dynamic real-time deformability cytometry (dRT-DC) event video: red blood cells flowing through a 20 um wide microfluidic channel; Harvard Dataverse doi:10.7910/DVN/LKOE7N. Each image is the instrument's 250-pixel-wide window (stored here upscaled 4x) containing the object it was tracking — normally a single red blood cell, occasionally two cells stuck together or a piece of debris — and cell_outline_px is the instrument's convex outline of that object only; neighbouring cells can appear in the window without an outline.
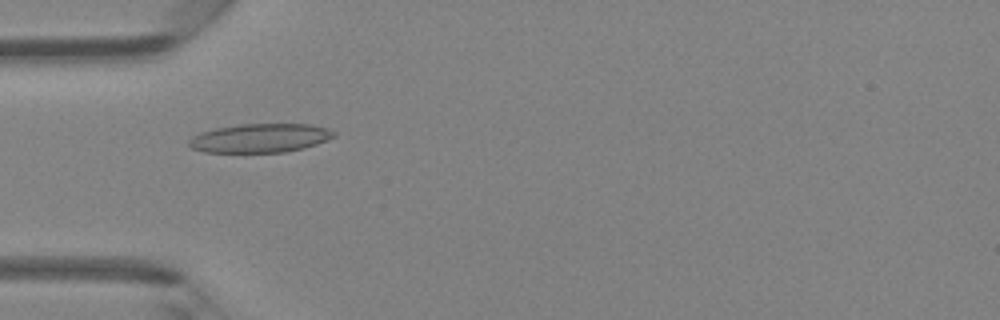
{"species": "Egyptian fruit bat (a non-hibernating species)", "species_latin": "Rousettus aegyptiacus", "temperature_condition": "room temperature", "stored_images_in_passage": 47, "camera_frame_rate_fps": 3000, "um_per_image_px": 0.085, "animal": {"sex": "female"}, "frame": {"image": 1, "passage_image": 15, "time_ms": 4.667, "image_size_px": [1000, 320], "cell_outline_px": [[336, 136], [316, 144], [304, 148], [284, 152], [204, 152], [192, 148], [188, 144], [188, 140], [192, 136], [200, 132], [216, 128], [240, 124], [312, 124], [328, 128], [336, 132]], "centroid_in_image_um": [22.12, 11.73], "position_along_channel_um": 62.9, "area_um2": 24.45}}
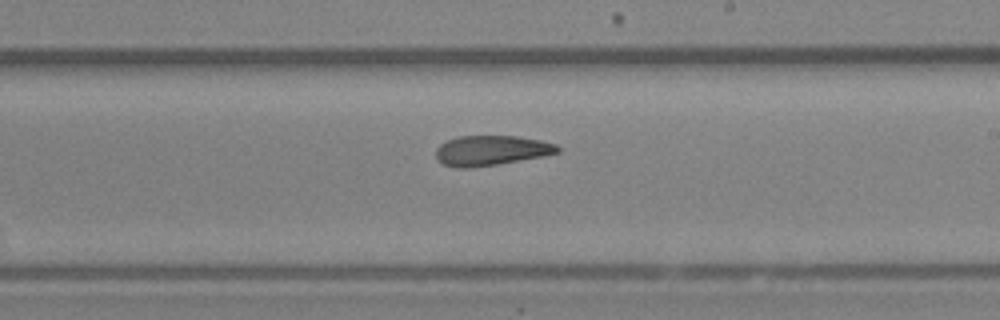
{"frame": {"image": 2, "passage_image": 28, "time_ms": 9.0, "image_size_px": [1000, 320], "cell_outline_px": [[560, 152], [544, 156], [496, 164], [468, 168], [456, 168], [444, 164], [436, 160], [436, 148], [440, 144], [448, 140], [460, 136], [516, 136], [540, 140], [556, 144], [560, 148]], "centroid_in_image_um": [41.74, 12.79], "position_along_channel_um": 247.3, "area_um2": 21.21}}
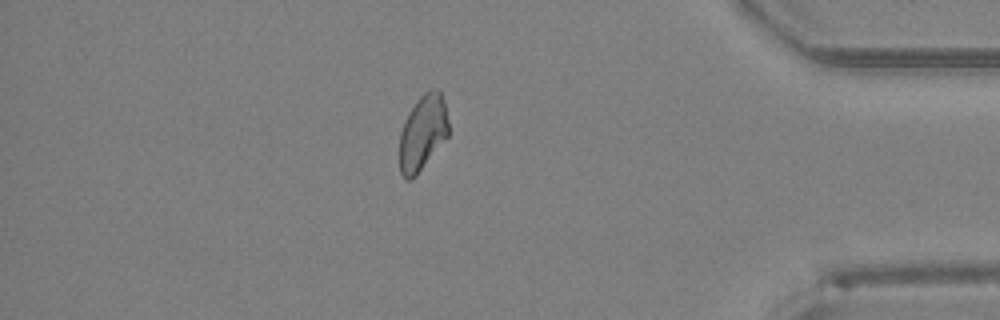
{"frame": {"image": 3, "passage_image": 41, "time_ms": 13.333, "image_size_px": [1000, 320], "cell_outline_px": [[448, 136], [416, 176], [412, 180], [404, 180], [400, 172], [400, 132], [404, 120], [416, 100], [424, 92], [432, 88], [436, 88], [440, 92], [444, 100], [448, 120]], "centroid_in_image_um": [35.92, 11.28], "position_along_channel_um": 399.3, "area_um2": 21.68}, "authors_computed_cell_mechanics": {"area_um2": 22.4264, "velocity_mm_per_s": 4.2964, "shape_relaxation_time_tau1_ms": null, "shape_relaxation_time_tau2_ms": 3.0965, "deformation_change_tau1": null, "deformation_change_tau2": 0.0889}}